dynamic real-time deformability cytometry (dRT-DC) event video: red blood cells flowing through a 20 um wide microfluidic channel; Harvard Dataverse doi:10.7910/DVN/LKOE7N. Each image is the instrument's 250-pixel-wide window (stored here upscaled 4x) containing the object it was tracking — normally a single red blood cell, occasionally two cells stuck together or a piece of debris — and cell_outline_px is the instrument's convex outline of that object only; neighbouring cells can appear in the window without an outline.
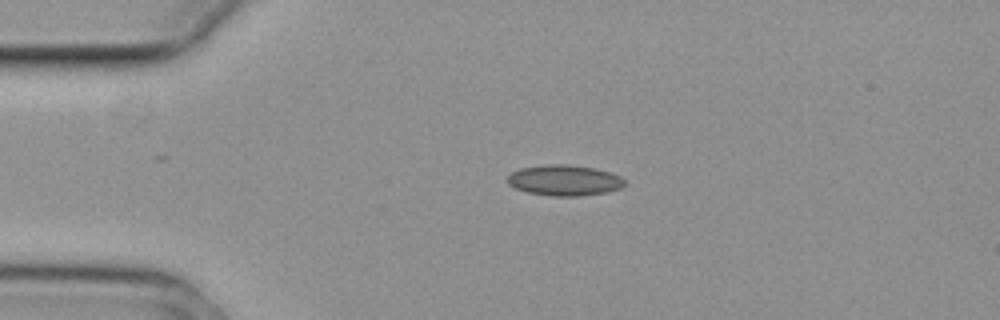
{"species": "common noctule bat (a hibernating species)", "species_latin": "Nyctalus noctula", "temperature_condition": "cold", "stored_images_in_passage": 44, "camera_frame_rate_fps": 3000, "um_per_image_px": 0.085, "animal": {"sex": "female", "body_mass_g": 29.2, "forearm_length_mm": 56.3}, "frame": {"image": 1, "passage_image": 1, "time_ms": 0.0, "image_size_px": [1000, 320], "cell_outline_px": [[628, 184], [620, 188], [608, 192], [580, 196], [552, 196], [528, 192], [516, 188], [508, 184], [504, 180], [512, 172], [520, 168], [548, 164], [564, 164], [596, 168], [620, 176]], "centroid_in_image_um": [47.97, 15.33], "position_along_channel_um": 37.0, "area_um2": 21.1}}
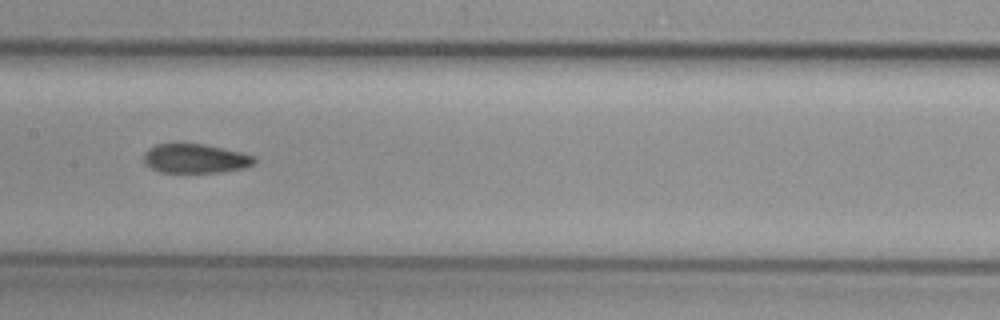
{"frame": {"image": 2, "passage_image": 16, "time_ms": 5.0, "image_size_px": [1000, 320], "cell_outline_px": [[256, 164], [244, 168], [220, 172], [160, 172], [144, 164], [144, 152], [148, 148], [156, 144], [172, 140], [204, 144], [224, 148], [256, 156]], "centroid_in_image_um": [16.57, 13.43], "position_along_channel_um": 190.8, "area_um2": 19.59}}
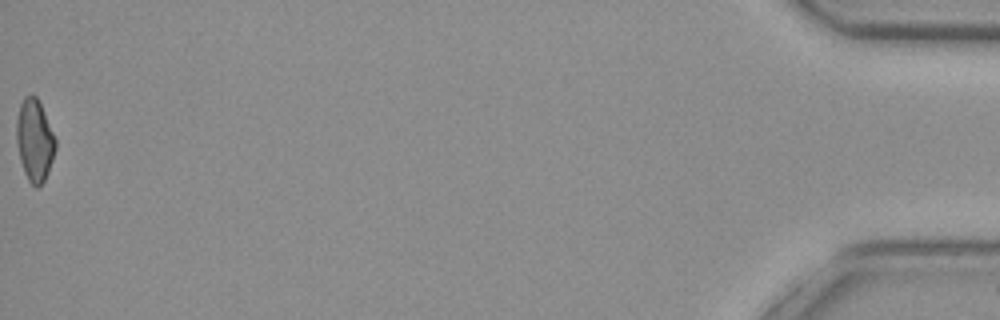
{"frame": {"image": 3, "passage_image": 44, "time_ms": 14.333, "image_size_px": [1000, 320], "cell_outline_px": [[56, 148], [48, 172], [44, 180], [36, 188], [28, 180], [24, 172], [20, 160], [16, 140], [16, 120], [20, 104], [24, 96], [36, 96], [44, 112], [56, 140]], "centroid_in_image_um": [2.93, 11.93], "position_along_channel_um": 432.3, "area_um2": 18.44}, "authors_computed_cell_mechanics": {"area_um2": 19.5075, "velocity_mm_per_s": 3.7399, "shape_relaxation_time_tau1_ms": null, "shape_relaxation_time_tau2_ms": 6.2233, "deformation_change_tau1": null, "deformation_change_tau2": 0.1275}}